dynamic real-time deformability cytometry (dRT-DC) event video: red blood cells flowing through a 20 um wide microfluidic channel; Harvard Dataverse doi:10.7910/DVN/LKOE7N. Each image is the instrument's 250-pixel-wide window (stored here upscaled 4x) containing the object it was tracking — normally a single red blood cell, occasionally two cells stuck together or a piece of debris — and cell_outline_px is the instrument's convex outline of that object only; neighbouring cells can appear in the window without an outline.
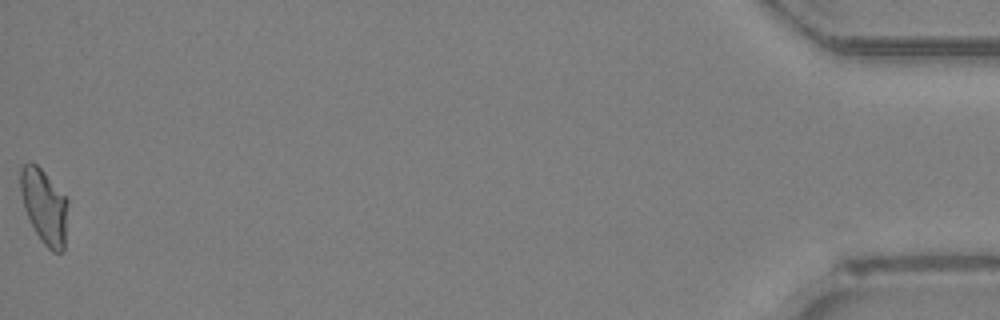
{"species": "Egyptian fruit bat (a non-hibernating species)", "species_latin": "Rousettus aegyptiacus", "temperature_condition": "room temperature", "stored_images_in_passage": 35, "camera_frame_rate_fps": 3000, "um_per_image_px": 0.085, "animal": {"sex": "female"}, "frame": {"image": 1, "passage_image": 35, "time_ms": 11.333, "image_size_px": [1000, 320], "cell_outline_px": [[68, 204], [64, 252], [52, 252], [44, 244], [36, 232], [24, 208], [20, 192], [20, 168], [28, 160], [36, 164], [68, 196]], "centroid_in_image_um": [3.78, 17.51], "position_along_channel_um": 431.4, "area_um2": 20.92}}